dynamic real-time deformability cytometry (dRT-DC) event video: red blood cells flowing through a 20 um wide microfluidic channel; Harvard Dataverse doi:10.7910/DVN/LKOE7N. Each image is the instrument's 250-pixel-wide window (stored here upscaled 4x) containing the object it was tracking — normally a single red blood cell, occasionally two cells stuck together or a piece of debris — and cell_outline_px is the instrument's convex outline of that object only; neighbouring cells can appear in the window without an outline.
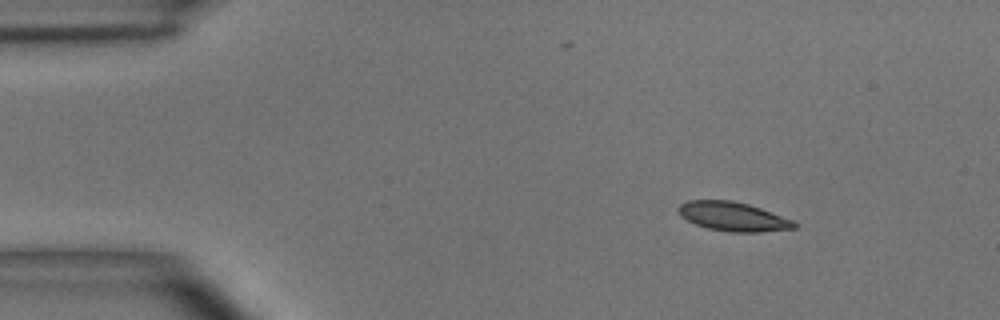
{"species": "common noctule bat (a hibernating species)", "species_latin": "Nyctalus noctula", "temperature_condition": "room temperature", "stored_images_in_passage": 4, "camera_frame_rate_fps": 3000, "um_per_image_px": 0.085, "animal": {"sex": "male", "body_mass_g": 15.6}, "frame": {"image": 1, "passage_image": 1, "time_ms": 0.0, "image_size_px": [1000, 320], "cell_outline_px": [[796, 228], [760, 232], [728, 232], [708, 228], [696, 224], [680, 216], [676, 208], [680, 204], [688, 200], [732, 200], [748, 204], [760, 208], [792, 220], [796, 224]], "centroid_in_image_um": [62.26, 18.4], "position_along_channel_um": 22.7, "area_um2": 19.54}}